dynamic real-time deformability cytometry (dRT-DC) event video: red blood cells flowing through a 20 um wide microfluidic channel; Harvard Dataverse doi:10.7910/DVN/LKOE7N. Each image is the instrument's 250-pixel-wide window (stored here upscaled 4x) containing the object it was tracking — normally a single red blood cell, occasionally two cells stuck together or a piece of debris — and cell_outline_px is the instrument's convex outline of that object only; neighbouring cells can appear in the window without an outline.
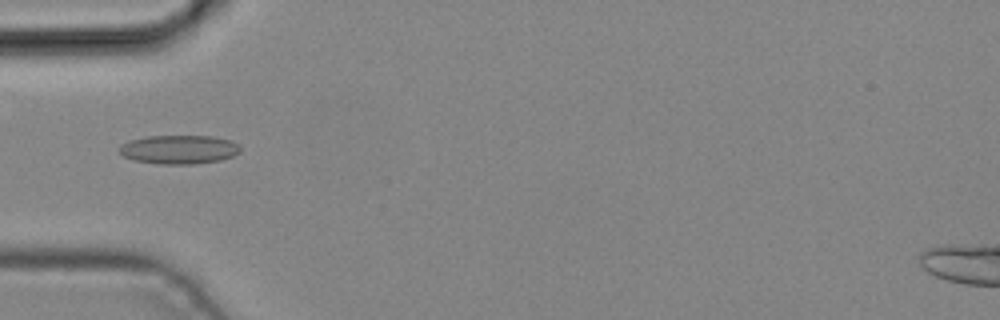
{"species": "common noctule bat (a hibernating species)", "species_latin": "Nyctalus noctula", "temperature_condition": "cold", "stored_images_in_passage": 5, "camera_frame_rate_fps": 3000, "um_per_image_px": 0.085, "animal": {"sex": "male", "body_mass_g": 19.2, "forearm_length_mm": 51.8}, "frame": {"image": 1, "passage_image": 4, "time_ms": 1.0, "image_size_px": [1000, 320], "cell_outline_px": [[240, 152], [232, 156], [220, 160], [196, 164], [160, 164], [136, 160], [124, 156], [120, 152], [120, 148], [128, 140], [148, 136], [212, 136], [232, 140], [240, 144]], "centroid_in_image_um": [15.28, 12.7], "position_along_channel_um": 69.7, "area_um2": 20.29}}
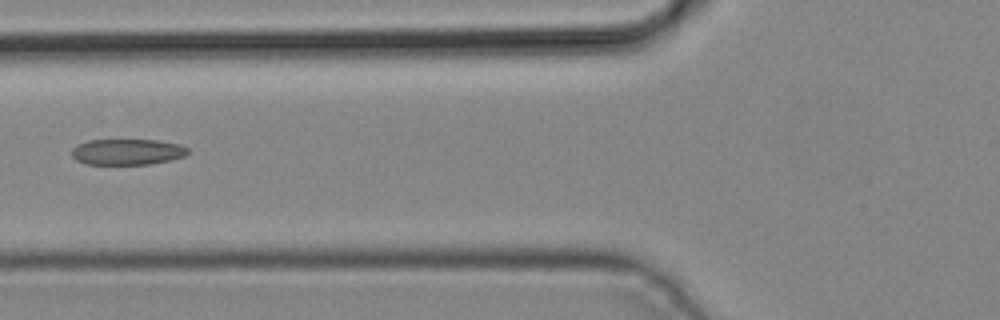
{"frame": {"image": 2, "passage_image": 5, "time_ms": 1.333, "image_size_px": [1000, 320], "cell_outline_px": [[188, 152], [184, 156], [172, 160], [148, 164], [84, 164], [76, 160], [72, 156], [72, 148], [76, 144], [88, 140], [156, 140], [180, 144], [188, 148]], "centroid_in_image_um": [10.8, 12.91], "position_along_channel_um": 115.0, "area_um2": 17.63}}